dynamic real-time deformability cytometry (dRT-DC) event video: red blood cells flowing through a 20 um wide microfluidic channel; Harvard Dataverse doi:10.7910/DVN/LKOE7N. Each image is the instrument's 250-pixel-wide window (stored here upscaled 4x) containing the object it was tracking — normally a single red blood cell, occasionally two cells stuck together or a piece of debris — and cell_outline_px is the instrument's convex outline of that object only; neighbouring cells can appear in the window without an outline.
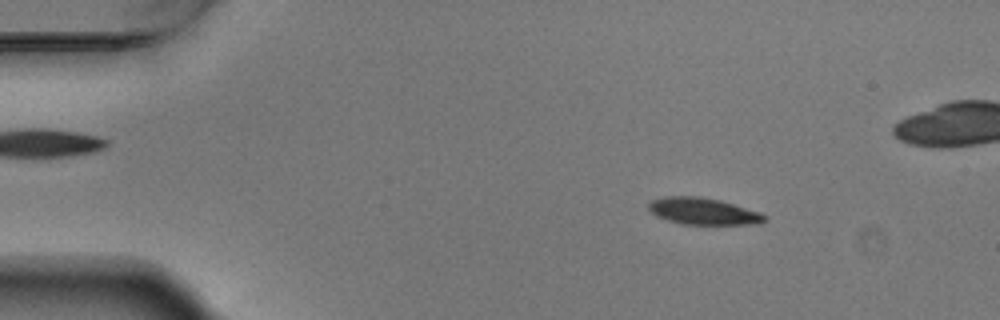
{"species": "Egyptian fruit bat (a non-hibernating species)", "species_latin": "Rousettus aegyptiacus", "temperature_condition": "warm", "stored_images_in_passage": 55, "camera_frame_rate_fps": 3000, "um_per_image_px": 0.085, "animal": {"sex": "male"}, "frame": {"image": 1, "passage_image": 8, "time_ms": 2.333, "image_size_px": [1000, 320], "cell_outline_px": [[768, 216], [764, 220], [756, 224], [680, 224], [656, 216], [648, 208], [648, 204], [652, 200], [664, 196], [700, 196], [720, 200], [760, 212]], "centroid_in_image_um": [59.75, 17.95], "position_along_channel_um": 25.3, "area_um2": 18.03}}
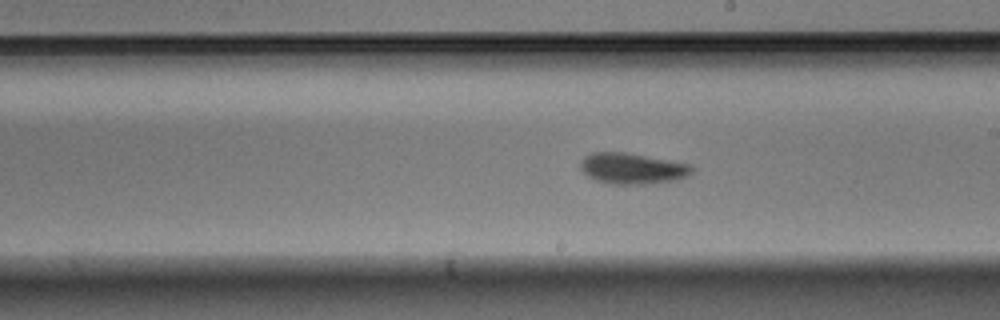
{"frame": {"image": 2, "passage_image": 31, "time_ms": 10.0, "image_size_px": [1000, 320], "cell_outline_px": [[692, 172], [688, 176], [680, 180], [644, 184], [612, 184], [596, 180], [588, 176], [580, 168], [580, 164], [584, 156], [592, 152], [624, 152], [692, 164]], "centroid_in_image_um": [53.77, 14.32], "position_along_channel_um": 235.2, "area_um2": 20.17}}
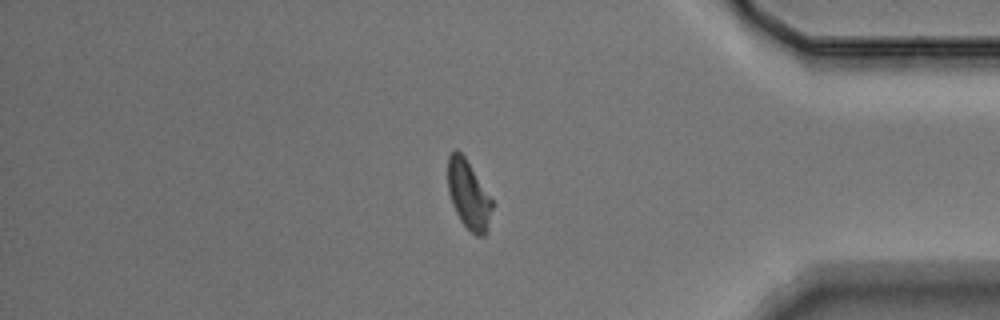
{"frame": {"image": 3, "passage_image": 46, "time_ms": 15.0, "image_size_px": [1000, 320], "cell_outline_px": [[492, 208], [484, 236], [476, 236], [460, 220], [452, 204], [448, 192], [448, 156], [456, 148], [464, 156], [492, 200]], "centroid_in_image_um": [39.79, 16.54], "position_along_channel_um": 395.4, "area_um2": 17.22}, "authors_computed_cell_mechanics": {"area_um2": 18.7272, "velocity_mm_per_s": 3.7065, "shape_relaxation_time_tau1_ms": 3.6158, "shape_relaxation_time_tau2_ms": 4.397, "deformation_change_tau1": 0.1274, "deformation_change_tau2": 0.1054}}